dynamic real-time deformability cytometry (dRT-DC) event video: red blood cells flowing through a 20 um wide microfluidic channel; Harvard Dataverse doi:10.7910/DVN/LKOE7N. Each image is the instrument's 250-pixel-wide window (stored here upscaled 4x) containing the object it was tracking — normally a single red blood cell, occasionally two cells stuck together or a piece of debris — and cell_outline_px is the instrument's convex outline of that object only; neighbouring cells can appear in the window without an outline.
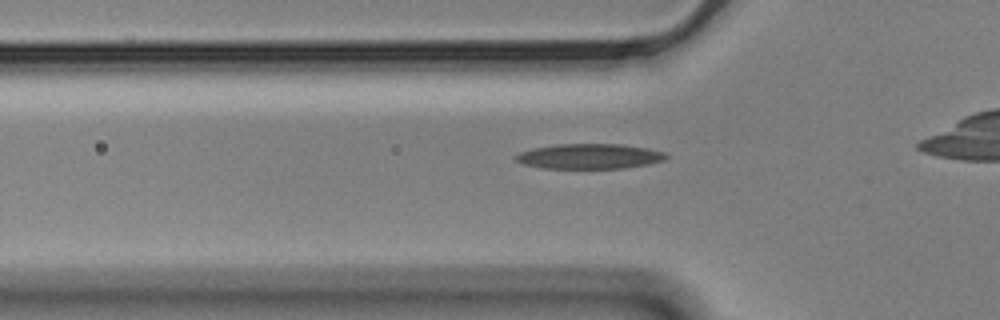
{"species": "Egyptian fruit bat (a non-hibernating species)", "species_latin": "Rousettus aegyptiacus", "temperature_condition": "cold", "stored_images_in_passage": 36, "camera_frame_rate_fps": 3000, "um_per_image_px": 0.085, "animal": {"sex": "male"}, "frame": {"image": 1, "passage_image": 8, "time_ms": 2.333, "image_size_px": [1000, 320], "cell_outline_px": [[668, 156], [664, 160], [648, 164], [624, 168], [544, 168], [524, 164], [512, 160], [512, 156], [520, 152], [532, 148], [556, 144], [620, 144], [648, 148], [664, 152]], "centroid_in_image_um": [50.05, 13.28], "position_along_channel_um": 75.7, "area_um2": 22.08}}
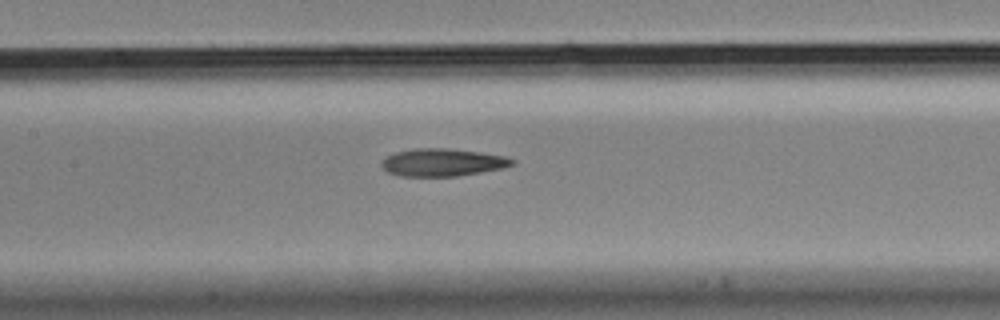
{"frame": {"image": 2, "passage_image": 16, "time_ms": 5.0, "image_size_px": [1000, 320], "cell_outline_px": [[516, 164], [504, 168], [456, 176], [400, 176], [388, 172], [380, 164], [380, 160], [396, 152], [412, 148], [448, 148], [480, 152], [504, 156], [516, 160]], "centroid_in_image_um": [37.62, 13.8], "position_along_channel_um": 169.8, "area_um2": 21.1}}
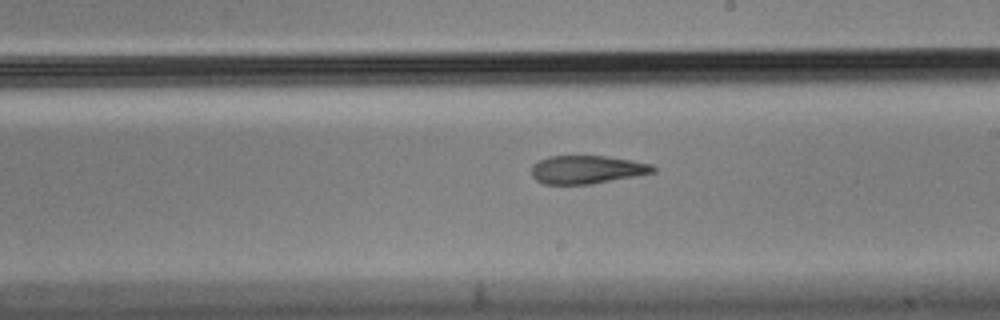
{"frame": {"image": 3, "passage_image": 22, "time_ms": 7.0, "image_size_px": [1000, 320], "cell_outline_px": [[656, 172], [636, 176], [592, 184], [544, 184], [536, 180], [532, 176], [532, 164], [548, 156], [608, 156], [632, 160], [652, 164], [656, 168]], "centroid_in_image_um": [49.91, 14.41], "position_along_channel_um": 239.1, "area_um2": 20.11}}